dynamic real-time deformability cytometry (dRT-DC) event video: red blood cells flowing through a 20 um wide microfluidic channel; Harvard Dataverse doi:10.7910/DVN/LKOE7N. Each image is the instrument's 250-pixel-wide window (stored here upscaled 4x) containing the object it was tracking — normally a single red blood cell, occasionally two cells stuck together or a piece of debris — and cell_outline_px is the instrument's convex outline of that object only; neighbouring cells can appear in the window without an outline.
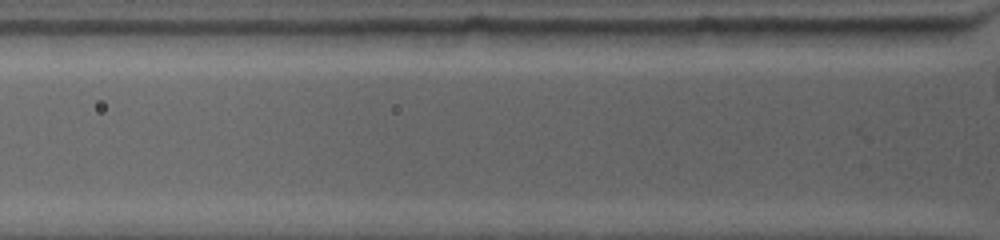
{"species": "common noctule bat (a hibernating species)", "species_latin": "Nyctalus noctula", "temperature_condition": "warm", "stored_images_in_passage": 2, "segment_of_instrument_passage": [2, 2], "camera_frame_rate_fps": 4500, "um_per_image_px": 0.085, "animal": {"sex": "female", "body_mass_g": 19.0, "forearm_length_mm": 53.3}, "frame": {"image": 1, "passage_image": 2, "time_ms": 0.667, "image_size_px": [1000, 240], "cell_outline_px": [[952, 28], [948, 36], [936, 44], [868, 48], [828, 44], [820, 32], [820, 28]], "centroid_in_image_um": [75.13, 3.12], "position_along_channel_um": 50.7, "area_um2": 15.78}}